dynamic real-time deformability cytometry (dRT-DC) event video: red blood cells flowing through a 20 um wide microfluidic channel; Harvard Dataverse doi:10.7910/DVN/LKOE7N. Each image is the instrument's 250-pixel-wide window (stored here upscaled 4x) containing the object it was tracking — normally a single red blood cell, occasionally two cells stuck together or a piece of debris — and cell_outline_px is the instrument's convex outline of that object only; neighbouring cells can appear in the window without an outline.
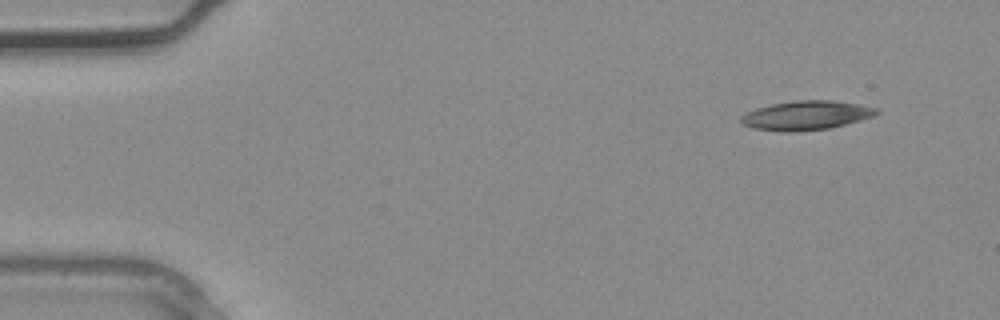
{"species": "common noctule bat (a hibernating species)", "species_latin": "Nyctalus noctula", "temperature_condition": "warm", "stored_images_in_passage": 2, "camera_frame_rate_fps": 3000, "um_per_image_px": 0.085, "animal": {"sex": "male", "body_mass_g": 20.4}, "frame": {"image": 1, "passage_image": 1, "time_ms": 0.0, "image_size_px": [1000, 320], "cell_outline_px": [[880, 112], [872, 116], [860, 120], [832, 128], [796, 132], [784, 132], [752, 128], [740, 124], [740, 116], [756, 108], [772, 104], [796, 100], [832, 100], [856, 104], [876, 108]], "centroid_in_image_um": [68.48, 9.82], "position_along_channel_um": 16.5, "area_um2": 23.06}}
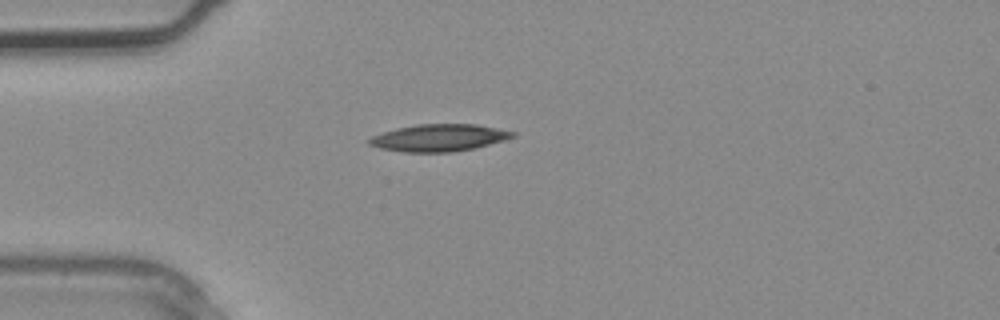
{"frame": {"image": 2, "passage_image": 2, "time_ms": 0.333, "image_size_px": [1000, 320], "cell_outline_px": [[516, 136], [504, 140], [472, 148], [452, 152], [404, 152], [380, 148], [368, 144], [364, 140], [372, 136], [396, 128], [416, 124], [476, 124], [516, 132]], "centroid_in_image_um": [37.27, 11.7], "position_along_channel_um": 47.7, "area_um2": 22.6}}